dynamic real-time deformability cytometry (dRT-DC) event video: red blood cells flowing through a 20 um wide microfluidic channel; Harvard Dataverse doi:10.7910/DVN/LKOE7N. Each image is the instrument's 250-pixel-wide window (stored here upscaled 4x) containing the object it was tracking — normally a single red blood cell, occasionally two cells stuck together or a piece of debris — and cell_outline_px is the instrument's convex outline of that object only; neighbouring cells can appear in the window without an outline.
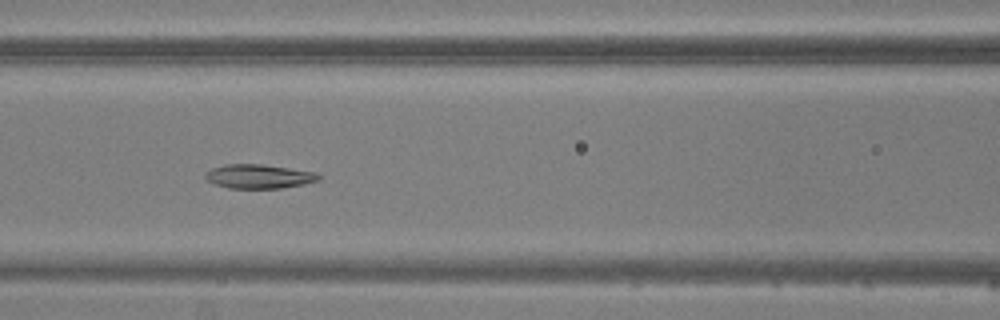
{"species": "common noctule bat (a hibernating species)", "species_latin": "Nyctalus noctula", "temperature_condition": "warm", "stored_images_in_passage": 6, "camera_frame_rate_fps": 3000, "um_per_image_px": 0.085, "animal": {"sex": "male", "body_mass_g": 20.5, "forearm_length_mm": 52.5}, "frame": {"image": 1, "passage_image": 5, "time_ms": 4.333, "image_size_px": [1000, 320], "cell_outline_px": [[320, 180], [304, 184], [280, 188], [228, 188], [216, 184], [208, 180], [204, 176], [212, 168], [224, 164], [260, 164], [316, 172], [320, 176]], "centroid_in_image_um": [22.02, 14.99], "position_along_channel_um": 144.6, "area_um2": 15.72}}
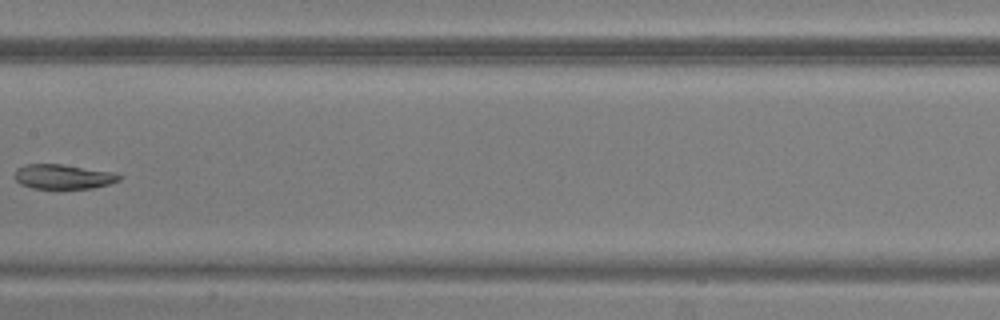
{"frame": {"image": 2, "passage_image": 6, "time_ms": 5.667, "image_size_px": [1000, 320], "cell_outline_px": [[120, 180], [108, 184], [92, 188], [32, 188], [20, 184], [16, 180], [16, 168], [24, 164], [60, 164], [112, 172], [120, 176]], "centroid_in_image_um": [5.33, 15.01], "position_along_channel_um": 202.1, "area_um2": 14.74}}